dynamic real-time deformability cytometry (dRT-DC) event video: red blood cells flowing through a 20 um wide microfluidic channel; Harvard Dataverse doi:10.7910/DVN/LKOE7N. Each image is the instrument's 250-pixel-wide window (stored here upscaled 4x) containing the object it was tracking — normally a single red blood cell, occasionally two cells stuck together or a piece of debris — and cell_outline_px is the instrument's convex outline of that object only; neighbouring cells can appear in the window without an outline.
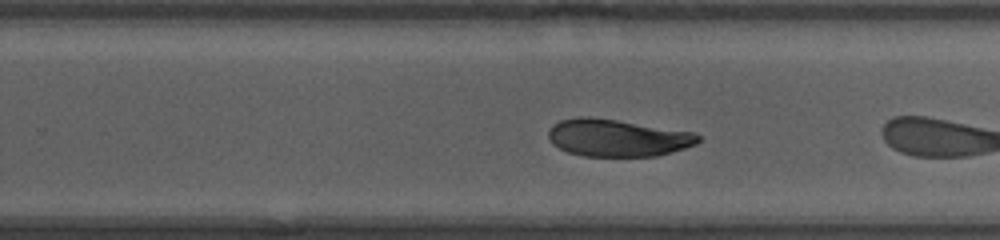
{"species": "human", "species_latin": "Homo sapiens", "temperature_condition": "room temperature", "stored_images_in_passage": 31, "camera_frame_rate_fps": 3000, "um_per_image_px": 0.085, "donor": {"sex": "female"}, "frame": {"image": 1, "passage_image": 14, "time_ms": 4.333, "image_size_px": [1000, 240], "cell_outline_px": [[700, 140], [696, 144], [672, 152], [656, 156], [584, 156], [568, 152], [552, 144], [548, 136], [548, 132], [552, 124], [560, 120], [580, 116], [588, 116], [616, 120], [696, 132], [700, 136]], "centroid_in_image_um": [52.48, 11.71], "position_along_channel_um": 277.3, "area_um2": 32.6}, "authors_computed_cell_mechanics": {"area_um2": 34.9112, "velocity_mm_per_s": 4.0735, "shape_relaxation_time_tau1_ms": 3.9051, "shape_relaxation_time_tau2_ms": null, "deformation_change_tau1": 0.1665, "deformation_change_tau2": null}}